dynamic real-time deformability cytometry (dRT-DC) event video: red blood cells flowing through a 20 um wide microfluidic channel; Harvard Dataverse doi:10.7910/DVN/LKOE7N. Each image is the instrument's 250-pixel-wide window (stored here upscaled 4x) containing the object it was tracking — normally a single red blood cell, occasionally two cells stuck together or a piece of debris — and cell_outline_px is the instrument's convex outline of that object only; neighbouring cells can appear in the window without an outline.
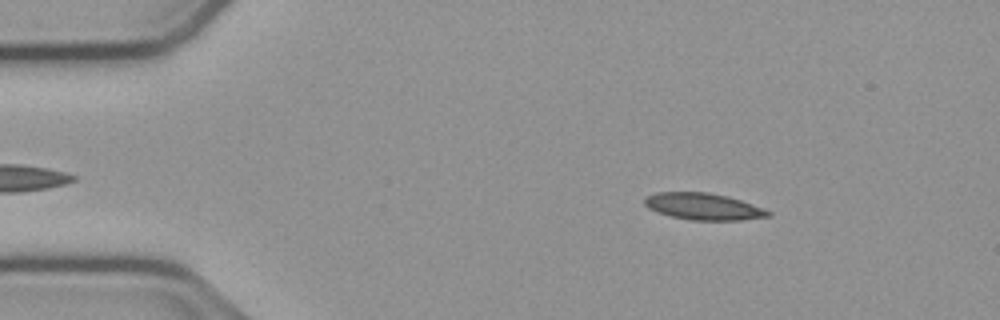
{"species": "common noctule bat (a hibernating species)", "species_latin": "Nyctalus noctula", "temperature_condition": "cold", "stored_images_in_passage": 54, "camera_frame_rate_fps": 3000, "um_per_image_px": 0.085, "animal": {"sex": "male", "body_mass_g": 23.1, "forearm_length_mm": 52.7}, "frame": {"image": 1, "passage_image": 8, "time_ms": 2.333, "image_size_px": [1000, 320], "cell_outline_px": [[772, 212], [768, 216], [740, 220], [692, 220], [672, 216], [656, 212], [648, 208], [644, 204], [644, 200], [648, 196], [656, 192], [708, 192], [728, 196], [764, 208]], "centroid_in_image_um": [59.77, 17.54], "position_along_channel_um": 25.2, "area_um2": 19.13}}
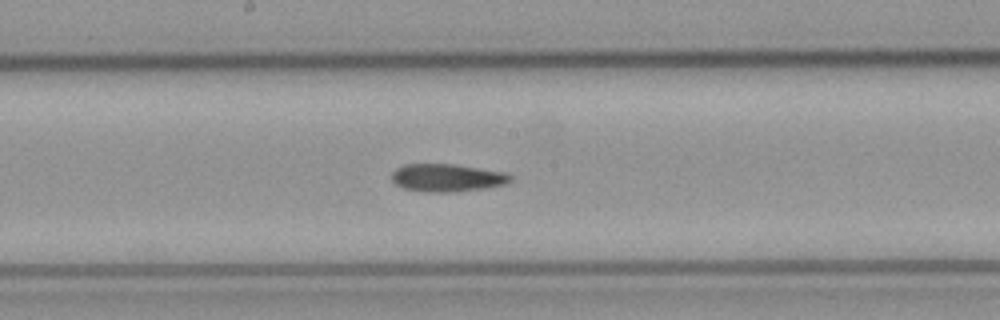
{"frame": {"image": 2, "passage_image": 28, "time_ms": 9.0, "image_size_px": [1000, 320], "cell_outline_px": [[512, 180], [504, 184], [484, 188], [448, 192], [428, 192], [404, 188], [396, 184], [392, 180], [392, 172], [396, 168], [404, 164], [452, 164], [504, 172], [512, 176]], "centroid_in_image_um": [37.97, 15.1], "position_along_channel_um": 210.2, "area_um2": 18.96}}
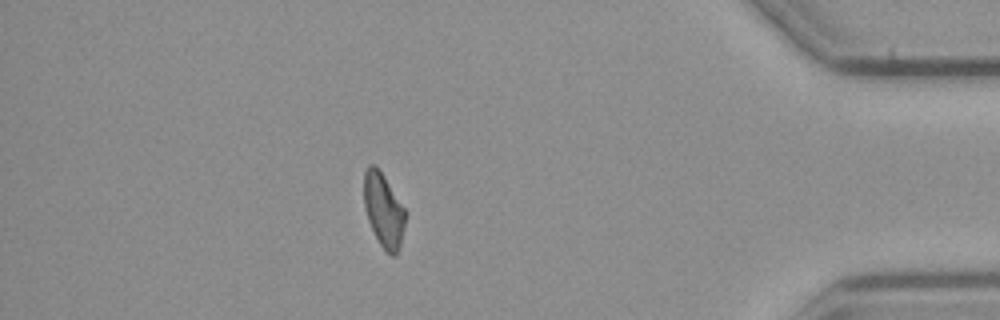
{"frame": {"image": 3, "passage_image": 47, "time_ms": 15.333, "image_size_px": [1000, 320], "cell_outline_px": [[408, 212], [400, 244], [396, 256], [392, 256], [380, 244], [368, 220], [364, 204], [364, 172], [368, 164], [376, 164]], "centroid_in_image_um": [32.62, 17.82], "position_along_channel_um": 402.6, "area_um2": 17.92}, "authors_computed_cell_mechanics": {"area_um2": 18.7272, "velocity_mm_per_s": 3.7782, "shape_relaxation_time_tau1_ms": null, "shape_relaxation_time_tau2_ms": 4.6978, "deformation_change_tau1": null, "deformation_change_tau2": 0.107}}